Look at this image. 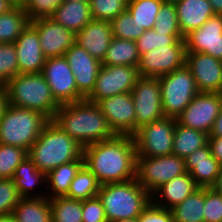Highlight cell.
<instances>
[{
	"mask_svg": "<svg viewBox=\"0 0 222 222\" xmlns=\"http://www.w3.org/2000/svg\"><path fill=\"white\" fill-rule=\"evenodd\" d=\"M186 172L190 173L199 187L211 188L217 184L222 165L211 154L208 143L185 159Z\"/></svg>",
	"mask_w": 222,
	"mask_h": 222,
	"instance_id": "44dd1931",
	"label": "cell"
},
{
	"mask_svg": "<svg viewBox=\"0 0 222 222\" xmlns=\"http://www.w3.org/2000/svg\"><path fill=\"white\" fill-rule=\"evenodd\" d=\"M182 36L200 28L215 15L209 0H180L174 3Z\"/></svg>",
	"mask_w": 222,
	"mask_h": 222,
	"instance_id": "cb8c5ba5",
	"label": "cell"
},
{
	"mask_svg": "<svg viewBox=\"0 0 222 222\" xmlns=\"http://www.w3.org/2000/svg\"><path fill=\"white\" fill-rule=\"evenodd\" d=\"M63 0H22L24 11L30 21L40 18H50Z\"/></svg>",
	"mask_w": 222,
	"mask_h": 222,
	"instance_id": "b9f144b4",
	"label": "cell"
},
{
	"mask_svg": "<svg viewBox=\"0 0 222 222\" xmlns=\"http://www.w3.org/2000/svg\"><path fill=\"white\" fill-rule=\"evenodd\" d=\"M153 29L155 32L166 33V35H182L174 3L162 4Z\"/></svg>",
	"mask_w": 222,
	"mask_h": 222,
	"instance_id": "60d3db41",
	"label": "cell"
},
{
	"mask_svg": "<svg viewBox=\"0 0 222 222\" xmlns=\"http://www.w3.org/2000/svg\"><path fill=\"white\" fill-rule=\"evenodd\" d=\"M174 222H204V187L170 209Z\"/></svg>",
	"mask_w": 222,
	"mask_h": 222,
	"instance_id": "1f68e13d",
	"label": "cell"
},
{
	"mask_svg": "<svg viewBox=\"0 0 222 222\" xmlns=\"http://www.w3.org/2000/svg\"><path fill=\"white\" fill-rule=\"evenodd\" d=\"M116 135L135 134V106L131 92L99 100L96 103Z\"/></svg>",
	"mask_w": 222,
	"mask_h": 222,
	"instance_id": "9a60e30c",
	"label": "cell"
},
{
	"mask_svg": "<svg viewBox=\"0 0 222 222\" xmlns=\"http://www.w3.org/2000/svg\"><path fill=\"white\" fill-rule=\"evenodd\" d=\"M16 222H52L48 197L21 198L12 212Z\"/></svg>",
	"mask_w": 222,
	"mask_h": 222,
	"instance_id": "83f0119b",
	"label": "cell"
},
{
	"mask_svg": "<svg viewBox=\"0 0 222 222\" xmlns=\"http://www.w3.org/2000/svg\"><path fill=\"white\" fill-rule=\"evenodd\" d=\"M41 73L60 105L85 100L78 92L73 72L64 56L46 58Z\"/></svg>",
	"mask_w": 222,
	"mask_h": 222,
	"instance_id": "5bb4252c",
	"label": "cell"
},
{
	"mask_svg": "<svg viewBox=\"0 0 222 222\" xmlns=\"http://www.w3.org/2000/svg\"><path fill=\"white\" fill-rule=\"evenodd\" d=\"M8 105L9 103L6 87L5 85L0 84V119L3 117Z\"/></svg>",
	"mask_w": 222,
	"mask_h": 222,
	"instance_id": "c3c4849f",
	"label": "cell"
},
{
	"mask_svg": "<svg viewBox=\"0 0 222 222\" xmlns=\"http://www.w3.org/2000/svg\"><path fill=\"white\" fill-rule=\"evenodd\" d=\"M185 65L192 72L198 92L222 93V61L201 52H186Z\"/></svg>",
	"mask_w": 222,
	"mask_h": 222,
	"instance_id": "2e32d148",
	"label": "cell"
},
{
	"mask_svg": "<svg viewBox=\"0 0 222 222\" xmlns=\"http://www.w3.org/2000/svg\"><path fill=\"white\" fill-rule=\"evenodd\" d=\"M163 1H164V3H176L180 0H163Z\"/></svg>",
	"mask_w": 222,
	"mask_h": 222,
	"instance_id": "6f0895ef",
	"label": "cell"
},
{
	"mask_svg": "<svg viewBox=\"0 0 222 222\" xmlns=\"http://www.w3.org/2000/svg\"><path fill=\"white\" fill-rule=\"evenodd\" d=\"M50 18L76 34L92 20L89 2H63Z\"/></svg>",
	"mask_w": 222,
	"mask_h": 222,
	"instance_id": "484cf974",
	"label": "cell"
},
{
	"mask_svg": "<svg viewBox=\"0 0 222 222\" xmlns=\"http://www.w3.org/2000/svg\"><path fill=\"white\" fill-rule=\"evenodd\" d=\"M214 188L219 191L220 193H222V171L221 174L218 178L217 184L214 186Z\"/></svg>",
	"mask_w": 222,
	"mask_h": 222,
	"instance_id": "db71d44e",
	"label": "cell"
},
{
	"mask_svg": "<svg viewBox=\"0 0 222 222\" xmlns=\"http://www.w3.org/2000/svg\"><path fill=\"white\" fill-rule=\"evenodd\" d=\"M21 196L12 179H0V215L13 212Z\"/></svg>",
	"mask_w": 222,
	"mask_h": 222,
	"instance_id": "ee69618b",
	"label": "cell"
},
{
	"mask_svg": "<svg viewBox=\"0 0 222 222\" xmlns=\"http://www.w3.org/2000/svg\"><path fill=\"white\" fill-rule=\"evenodd\" d=\"M113 37L136 41L145 31L126 10L111 22Z\"/></svg>",
	"mask_w": 222,
	"mask_h": 222,
	"instance_id": "8d00e7d4",
	"label": "cell"
},
{
	"mask_svg": "<svg viewBox=\"0 0 222 222\" xmlns=\"http://www.w3.org/2000/svg\"><path fill=\"white\" fill-rule=\"evenodd\" d=\"M137 67L125 65H102L96 77V84L91 94L86 98L91 103L115 96L129 93L139 78Z\"/></svg>",
	"mask_w": 222,
	"mask_h": 222,
	"instance_id": "30bf717a",
	"label": "cell"
},
{
	"mask_svg": "<svg viewBox=\"0 0 222 222\" xmlns=\"http://www.w3.org/2000/svg\"><path fill=\"white\" fill-rule=\"evenodd\" d=\"M215 14L222 15V0H209Z\"/></svg>",
	"mask_w": 222,
	"mask_h": 222,
	"instance_id": "816d5d0a",
	"label": "cell"
},
{
	"mask_svg": "<svg viewBox=\"0 0 222 222\" xmlns=\"http://www.w3.org/2000/svg\"><path fill=\"white\" fill-rule=\"evenodd\" d=\"M52 222H83L82 201L67 197L49 199Z\"/></svg>",
	"mask_w": 222,
	"mask_h": 222,
	"instance_id": "e575fe53",
	"label": "cell"
},
{
	"mask_svg": "<svg viewBox=\"0 0 222 222\" xmlns=\"http://www.w3.org/2000/svg\"><path fill=\"white\" fill-rule=\"evenodd\" d=\"M19 74L14 43H0V84L5 85Z\"/></svg>",
	"mask_w": 222,
	"mask_h": 222,
	"instance_id": "ab89813d",
	"label": "cell"
},
{
	"mask_svg": "<svg viewBox=\"0 0 222 222\" xmlns=\"http://www.w3.org/2000/svg\"><path fill=\"white\" fill-rule=\"evenodd\" d=\"M97 196L104 207L108 222L138 218L151 202V195L136 178L123 183L100 185Z\"/></svg>",
	"mask_w": 222,
	"mask_h": 222,
	"instance_id": "5b68a950",
	"label": "cell"
},
{
	"mask_svg": "<svg viewBox=\"0 0 222 222\" xmlns=\"http://www.w3.org/2000/svg\"><path fill=\"white\" fill-rule=\"evenodd\" d=\"M8 103L40 112L53 120L60 104L52 95L42 73L18 74L5 84Z\"/></svg>",
	"mask_w": 222,
	"mask_h": 222,
	"instance_id": "277c9868",
	"label": "cell"
},
{
	"mask_svg": "<svg viewBox=\"0 0 222 222\" xmlns=\"http://www.w3.org/2000/svg\"><path fill=\"white\" fill-rule=\"evenodd\" d=\"M209 136H222V108L219 112V115L215 119V123L213 124Z\"/></svg>",
	"mask_w": 222,
	"mask_h": 222,
	"instance_id": "681fc988",
	"label": "cell"
},
{
	"mask_svg": "<svg viewBox=\"0 0 222 222\" xmlns=\"http://www.w3.org/2000/svg\"><path fill=\"white\" fill-rule=\"evenodd\" d=\"M64 57L73 72L78 92L86 99L95 87L102 63L77 43L65 52Z\"/></svg>",
	"mask_w": 222,
	"mask_h": 222,
	"instance_id": "ac0fdd59",
	"label": "cell"
},
{
	"mask_svg": "<svg viewBox=\"0 0 222 222\" xmlns=\"http://www.w3.org/2000/svg\"><path fill=\"white\" fill-rule=\"evenodd\" d=\"M135 106V133L143 125L163 119L158 78L139 77L131 91Z\"/></svg>",
	"mask_w": 222,
	"mask_h": 222,
	"instance_id": "8fae6325",
	"label": "cell"
},
{
	"mask_svg": "<svg viewBox=\"0 0 222 222\" xmlns=\"http://www.w3.org/2000/svg\"><path fill=\"white\" fill-rule=\"evenodd\" d=\"M73 1H78V2H89L90 0H63V2H73Z\"/></svg>",
	"mask_w": 222,
	"mask_h": 222,
	"instance_id": "9f6ffc18",
	"label": "cell"
},
{
	"mask_svg": "<svg viewBox=\"0 0 222 222\" xmlns=\"http://www.w3.org/2000/svg\"><path fill=\"white\" fill-rule=\"evenodd\" d=\"M114 222H138L137 218H131V219H121Z\"/></svg>",
	"mask_w": 222,
	"mask_h": 222,
	"instance_id": "11a10c76",
	"label": "cell"
},
{
	"mask_svg": "<svg viewBox=\"0 0 222 222\" xmlns=\"http://www.w3.org/2000/svg\"><path fill=\"white\" fill-rule=\"evenodd\" d=\"M185 39L172 46H161L140 55L138 72L140 77L159 78L185 65Z\"/></svg>",
	"mask_w": 222,
	"mask_h": 222,
	"instance_id": "7c38bea8",
	"label": "cell"
},
{
	"mask_svg": "<svg viewBox=\"0 0 222 222\" xmlns=\"http://www.w3.org/2000/svg\"><path fill=\"white\" fill-rule=\"evenodd\" d=\"M177 120L164 117L141 126L133 135L137 157H161L171 155Z\"/></svg>",
	"mask_w": 222,
	"mask_h": 222,
	"instance_id": "9c48e42d",
	"label": "cell"
},
{
	"mask_svg": "<svg viewBox=\"0 0 222 222\" xmlns=\"http://www.w3.org/2000/svg\"><path fill=\"white\" fill-rule=\"evenodd\" d=\"M221 108L222 93L198 92L176 120L209 135Z\"/></svg>",
	"mask_w": 222,
	"mask_h": 222,
	"instance_id": "4fadbf2b",
	"label": "cell"
},
{
	"mask_svg": "<svg viewBox=\"0 0 222 222\" xmlns=\"http://www.w3.org/2000/svg\"><path fill=\"white\" fill-rule=\"evenodd\" d=\"M83 155V147L50 120L28 150L29 159L46 175Z\"/></svg>",
	"mask_w": 222,
	"mask_h": 222,
	"instance_id": "3957f363",
	"label": "cell"
},
{
	"mask_svg": "<svg viewBox=\"0 0 222 222\" xmlns=\"http://www.w3.org/2000/svg\"><path fill=\"white\" fill-rule=\"evenodd\" d=\"M0 222H16L12 213L6 215H0Z\"/></svg>",
	"mask_w": 222,
	"mask_h": 222,
	"instance_id": "f5cc1de1",
	"label": "cell"
},
{
	"mask_svg": "<svg viewBox=\"0 0 222 222\" xmlns=\"http://www.w3.org/2000/svg\"><path fill=\"white\" fill-rule=\"evenodd\" d=\"M184 39L186 52H201L222 61V15L211 16Z\"/></svg>",
	"mask_w": 222,
	"mask_h": 222,
	"instance_id": "d6986e66",
	"label": "cell"
},
{
	"mask_svg": "<svg viewBox=\"0 0 222 222\" xmlns=\"http://www.w3.org/2000/svg\"><path fill=\"white\" fill-rule=\"evenodd\" d=\"M84 166L83 155L75 160L54 168L46 175V186L49 189V194L46 195L49 199L56 197H65L69 191L70 184Z\"/></svg>",
	"mask_w": 222,
	"mask_h": 222,
	"instance_id": "d4e9b609",
	"label": "cell"
},
{
	"mask_svg": "<svg viewBox=\"0 0 222 222\" xmlns=\"http://www.w3.org/2000/svg\"><path fill=\"white\" fill-rule=\"evenodd\" d=\"M19 74L40 73L44 67V56L37 30L29 23L14 42Z\"/></svg>",
	"mask_w": 222,
	"mask_h": 222,
	"instance_id": "ffe728a7",
	"label": "cell"
},
{
	"mask_svg": "<svg viewBox=\"0 0 222 222\" xmlns=\"http://www.w3.org/2000/svg\"><path fill=\"white\" fill-rule=\"evenodd\" d=\"M82 220L83 222H108L98 196L82 201Z\"/></svg>",
	"mask_w": 222,
	"mask_h": 222,
	"instance_id": "f6af8a7d",
	"label": "cell"
},
{
	"mask_svg": "<svg viewBox=\"0 0 222 222\" xmlns=\"http://www.w3.org/2000/svg\"><path fill=\"white\" fill-rule=\"evenodd\" d=\"M204 222H222V193L204 187Z\"/></svg>",
	"mask_w": 222,
	"mask_h": 222,
	"instance_id": "7bdbcfd3",
	"label": "cell"
},
{
	"mask_svg": "<svg viewBox=\"0 0 222 222\" xmlns=\"http://www.w3.org/2000/svg\"><path fill=\"white\" fill-rule=\"evenodd\" d=\"M12 180L14 181L21 198L46 197L47 195L42 191H40L42 194L39 193L36 195L37 193L35 192L34 194L32 191H35V188H38L42 182L46 185V174L37 169L36 165L28 156L17 166Z\"/></svg>",
	"mask_w": 222,
	"mask_h": 222,
	"instance_id": "4316f807",
	"label": "cell"
},
{
	"mask_svg": "<svg viewBox=\"0 0 222 222\" xmlns=\"http://www.w3.org/2000/svg\"><path fill=\"white\" fill-rule=\"evenodd\" d=\"M17 3V0H0V15L11 10Z\"/></svg>",
	"mask_w": 222,
	"mask_h": 222,
	"instance_id": "f907efd6",
	"label": "cell"
},
{
	"mask_svg": "<svg viewBox=\"0 0 222 222\" xmlns=\"http://www.w3.org/2000/svg\"><path fill=\"white\" fill-rule=\"evenodd\" d=\"M163 0H128L127 11L145 30L153 29Z\"/></svg>",
	"mask_w": 222,
	"mask_h": 222,
	"instance_id": "836d02e7",
	"label": "cell"
},
{
	"mask_svg": "<svg viewBox=\"0 0 222 222\" xmlns=\"http://www.w3.org/2000/svg\"><path fill=\"white\" fill-rule=\"evenodd\" d=\"M184 173L185 160L174 154L136 158V179L151 196L163 184Z\"/></svg>",
	"mask_w": 222,
	"mask_h": 222,
	"instance_id": "ba28073f",
	"label": "cell"
},
{
	"mask_svg": "<svg viewBox=\"0 0 222 222\" xmlns=\"http://www.w3.org/2000/svg\"><path fill=\"white\" fill-rule=\"evenodd\" d=\"M29 23L28 15L18 2L0 15V43H14Z\"/></svg>",
	"mask_w": 222,
	"mask_h": 222,
	"instance_id": "4dcf8cb0",
	"label": "cell"
},
{
	"mask_svg": "<svg viewBox=\"0 0 222 222\" xmlns=\"http://www.w3.org/2000/svg\"><path fill=\"white\" fill-rule=\"evenodd\" d=\"M30 24L37 30L41 50L46 58L64 56L75 43L76 34L52 18L35 19Z\"/></svg>",
	"mask_w": 222,
	"mask_h": 222,
	"instance_id": "e0dca14e",
	"label": "cell"
},
{
	"mask_svg": "<svg viewBox=\"0 0 222 222\" xmlns=\"http://www.w3.org/2000/svg\"><path fill=\"white\" fill-rule=\"evenodd\" d=\"M208 134L176 122L172 154L185 159L195 150L208 143Z\"/></svg>",
	"mask_w": 222,
	"mask_h": 222,
	"instance_id": "f1b7e54d",
	"label": "cell"
},
{
	"mask_svg": "<svg viewBox=\"0 0 222 222\" xmlns=\"http://www.w3.org/2000/svg\"><path fill=\"white\" fill-rule=\"evenodd\" d=\"M100 184L95 175L84 165L70 184L65 197L75 200H87L97 196Z\"/></svg>",
	"mask_w": 222,
	"mask_h": 222,
	"instance_id": "d6a6232c",
	"label": "cell"
},
{
	"mask_svg": "<svg viewBox=\"0 0 222 222\" xmlns=\"http://www.w3.org/2000/svg\"><path fill=\"white\" fill-rule=\"evenodd\" d=\"M27 155L23 148L0 143V178L12 179L15 169Z\"/></svg>",
	"mask_w": 222,
	"mask_h": 222,
	"instance_id": "d590c367",
	"label": "cell"
},
{
	"mask_svg": "<svg viewBox=\"0 0 222 222\" xmlns=\"http://www.w3.org/2000/svg\"><path fill=\"white\" fill-rule=\"evenodd\" d=\"M139 61L140 55L136 41L113 37L102 65H125L138 67Z\"/></svg>",
	"mask_w": 222,
	"mask_h": 222,
	"instance_id": "f546056e",
	"label": "cell"
},
{
	"mask_svg": "<svg viewBox=\"0 0 222 222\" xmlns=\"http://www.w3.org/2000/svg\"><path fill=\"white\" fill-rule=\"evenodd\" d=\"M208 145L211 154L222 165V136H208Z\"/></svg>",
	"mask_w": 222,
	"mask_h": 222,
	"instance_id": "7dc6e473",
	"label": "cell"
},
{
	"mask_svg": "<svg viewBox=\"0 0 222 222\" xmlns=\"http://www.w3.org/2000/svg\"><path fill=\"white\" fill-rule=\"evenodd\" d=\"M49 121L40 112L9 104L0 119V143L28 152Z\"/></svg>",
	"mask_w": 222,
	"mask_h": 222,
	"instance_id": "8992f818",
	"label": "cell"
},
{
	"mask_svg": "<svg viewBox=\"0 0 222 222\" xmlns=\"http://www.w3.org/2000/svg\"><path fill=\"white\" fill-rule=\"evenodd\" d=\"M182 39H184L182 35H166V33L155 32L154 29H148L136 40V43L139 55H142L161 46L175 45Z\"/></svg>",
	"mask_w": 222,
	"mask_h": 222,
	"instance_id": "f35d334b",
	"label": "cell"
},
{
	"mask_svg": "<svg viewBox=\"0 0 222 222\" xmlns=\"http://www.w3.org/2000/svg\"><path fill=\"white\" fill-rule=\"evenodd\" d=\"M52 121L83 148L116 136L100 107L86 99L60 105Z\"/></svg>",
	"mask_w": 222,
	"mask_h": 222,
	"instance_id": "7a4b0ae2",
	"label": "cell"
},
{
	"mask_svg": "<svg viewBox=\"0 0 222 222\" xmlns=\"http://www.w3.org/2000/svg\"><path fill=\"white\" fill-rule=\"evenodd\" d=\"M112 38L110 22L92 19L76 33L75 43L102 63Z\"/></svg>",
	"mask_w": 222,
	"mask_h": 222,
	"instance_id": "7402d4cb",
	"label": "cell"
},
{
	"mask_svg": "<svg viewBox=\"0 0 222 222\" xmlns=\"http://www.w3.org/2000/svg\"><path fill=\"white\" fill-rule=\"evenodd\" d=\"M198 188L199 186L195 183L190 173L186 172L180 176L174 177L158 188L152 194L151 201L156 206L172 209Z\"/></svg>",
	"mask_w": 222,
	"mask_h": 222,
	"instance_id": "603a6c76",
	"label": "cell"
},
{
	"mask_svg": "<svg viewBox=\"0 0 222 222\" xmlns=\"http://www.w3.org/2000/svg\"><path fill=\"white\" fill-rule=\"evenodd\" d=\"M84 165L100 185L136 178V146L133 136L115 137L83 148Z\"/></svg>",
	"mask_w": 222,
	"mask_h": 222,
	"instance_id": "6da1fadb",
	"label": "cell"
},
{
	"mask_svg": "<svg viewBox=\"0 0 222 222\" xmlns=\"http://www.w3.org/2000/svg\"><path fill=\"white\" fill-rule=\"evenodd\" d=\"M128 0H90L92 19L111 22L127 10Z\"/></svg>",
	"mask_w": 222,
	"mask_h": 222,
	"instance_id": "74e56055",
	"label": "cell"
},
{
	"mask_svg": "<svg viewBox=\"0 0 222 222\" xmlns=\"http://www.w3.org/2000/svg\"><path fill=\"white\" fill-rule=\"evenodd\" d=\"M158 79L163 114L177 119L198 93L192 72L184 65Z\"/></svg>",
	"mask_w": 222,
	"mask_h": 222,
	"instance_id": "52a82bcc",
	"label": "cell"
},
{
	"mask_svg": "<svg viewBox=\"0 0 222 222\" xmlns=\"http://www.w3.org/2000/svg\"><path fill=\"white\" fill-rule=\"evenodd\" d=\"M138 222H174L170 209L156 206L152 201L138 216Z\"/></svg>",
	"mask_w": 222,
	"mask_h": 222,
	"instance_id": "bcb514c9",
	"label": "cell"
}]
</instances>
